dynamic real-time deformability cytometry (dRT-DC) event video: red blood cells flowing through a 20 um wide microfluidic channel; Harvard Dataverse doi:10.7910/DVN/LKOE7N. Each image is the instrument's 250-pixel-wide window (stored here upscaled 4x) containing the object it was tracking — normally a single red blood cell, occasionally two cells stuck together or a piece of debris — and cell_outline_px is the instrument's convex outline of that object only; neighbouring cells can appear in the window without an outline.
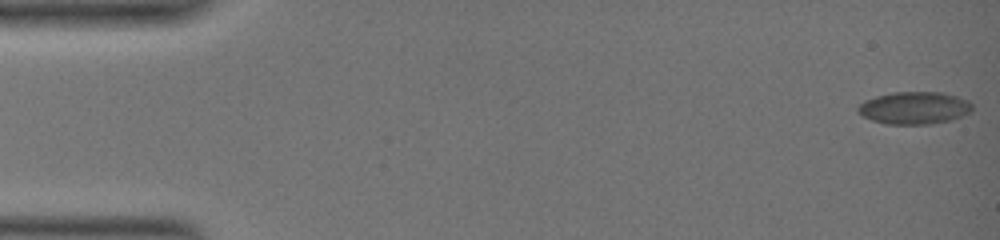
{"species": "common noctule bat (a hibernating species)", "species_latin": "Nyctalus noctula", "temperature_condition": "warm", "stored_images_in_passage": 60, "camera_frame_rate_fps": 3000, "um_per_image_px": 0.085, "animal": {"sex": "female", "body_mass_g": 19.0, "forearm_length_mm": 51.5}, "frame": {"image": 1, "passage_image": 1, "time_ms": 0.0, "image_size_px": [1000, 240], "cell_outline_px": [[972, 112], [952, 120], [928, 124], [884, 124], [872, 120], [864, 116], [856, 108], [864, 100], [876, 96], [892, 92], [940, 92], [956, 96], [968, 100], [972, 104]], "centroid_in_image_um": [77.73, 9.17], "position_along_channel_um": 7.3, "area_um2": 21.62}}
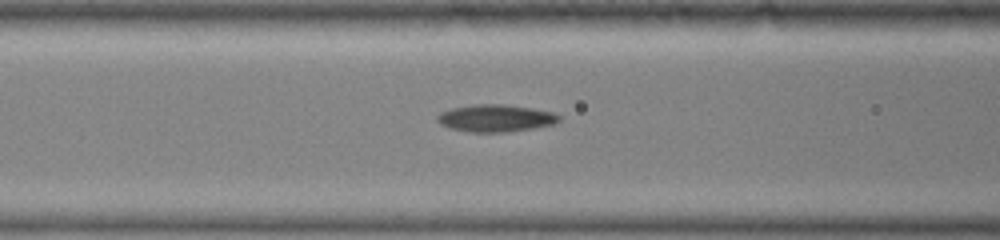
{"frame": {"image": 2, "passage_image": 26, "time_ms": 8.333, "image_size_px": [1000, 240], "cell_outline_px": [[560, 120], [552, 124], [532, 128], [504, 132], [468, 132], [452, 128], [440, 124], [436, 120], [436, 116], [452, 108], [476, 104], [504, 104], [552, 112], [560, 116]], "centroid_in_image_um": [42.1, 10.04], "position_along_channel_um": 124.5, "area_um2": 18.96}}
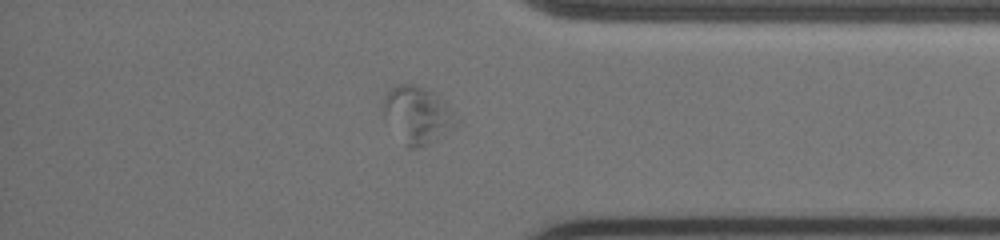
{"frame": {"image": 3, "passage_image": 52, "time_ms": 17.0, "image_size_px": [1000, 240], "cell_outline_px": [[448, 120], [432, 140], [428, 144], [416, 148], [408, 148], [404, 144], [384, 120], [384, 96], [396, 84], [412, 84], [424, 88], [448, 104]], "centroid_in_image_um": [35.23, 9.71], "position_along_channel_um": 400.0, "area_um2": 22.02}, "authors_computed_cell_mechanics": {"area_um2": 19.4786, "velocity_mm_per_s": 3.2161, "shape_relaxation_time_tau1_ms": null, "shape_relaxation_time_tau2_ms": 2.3088, "deformation_change_tau1": null, "deformation_change_tau2": 0.0866}}